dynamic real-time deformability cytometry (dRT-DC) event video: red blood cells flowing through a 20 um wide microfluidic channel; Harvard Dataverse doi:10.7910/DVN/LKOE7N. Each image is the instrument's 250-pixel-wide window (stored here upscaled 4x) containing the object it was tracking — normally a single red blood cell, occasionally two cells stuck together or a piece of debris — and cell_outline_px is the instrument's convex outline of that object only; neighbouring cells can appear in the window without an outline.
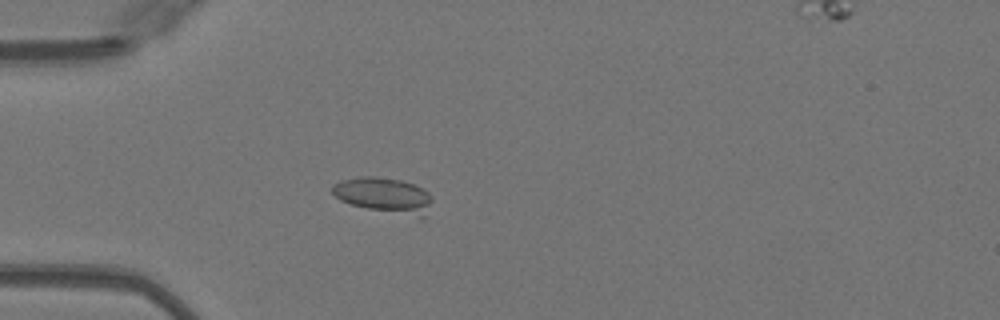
{"species": "Egyptian fruit bat (a non-hibernating species)", "species_latin": "Rousettus aegyptiacus", "temperature_condition": "warm", "stored_images_in_passage": 45, "camera_frame_rate_fps": 3000, "um_per_image_px": 0.085, "animal": {"sex": "female"}, "frame": {"image": 1, "passage_image": 14, "time_ms": 4.333, "image_size_px": [1000, 320], "cell_outline_px": [[432, 200], [424, 216], [420, 220], [368, 208], [352, 204], [340, 200], [332, 192], [332, 184], [340, 180], [360, 176], [376, 176], [400, 180], [412, 184], [428, 192], [432, 196]], "centroid_in_image_um": [32.66, 16.62], "position_along_channel_um": 52.3, "area_um2": 20.81}}
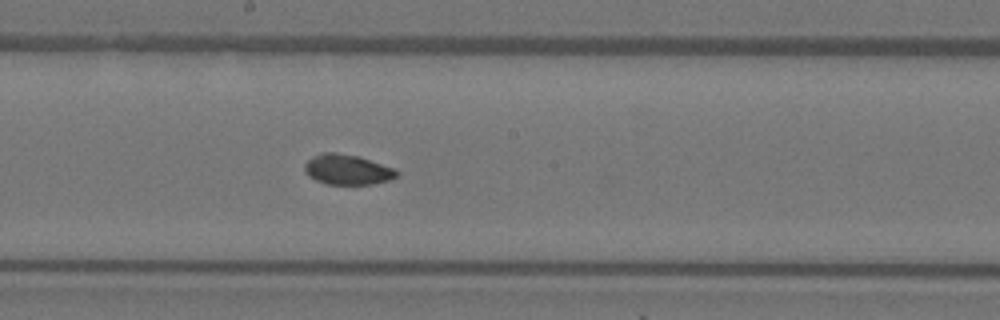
{"frame": {"image": 2, "passage_image": 27, "time_ms": 8.667, "image_size_px": [1000, 320], "cell_outline_px": [[400, 172], [396, 176], [388, 180], [372, 184], [324, 184], [308, 176], [304, 172], [304, 164], [312, 156], [324, 152], [336, 152], [356, 156], [396, 168]], "centroid_in_image_um": [29.5, 14.41], "position_along_channel_um": 218.7, "area_um2": 16.24}}
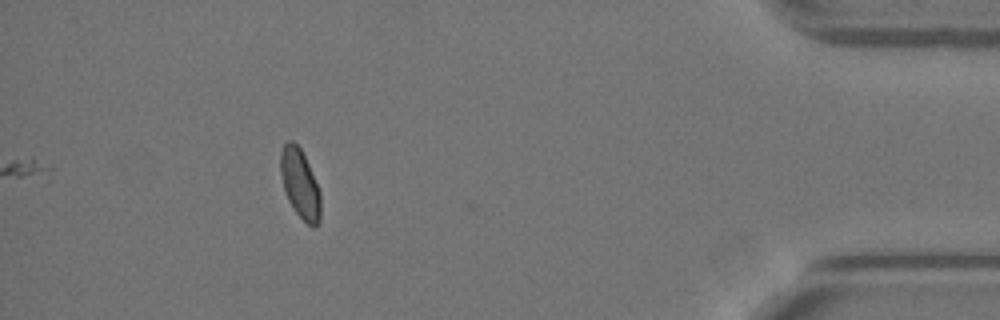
{"frame": {"image": 3, "passage_image": 45, "time_ms": 14.667, "image_size_px": [1000, 320], "cell_outline_px": [[320, 220], [316, 228], [312, 228], [296, 212], [288, 200], [284, 192], [280, 172], [280, 152], [284, 144], [288, 140], [292, 140], [300, 148], [308, 164], [320, 192]], "centroid_in_image_um": [25.49, 15.63], "position_along_channel_um": 409.7, "area_um2": 16.13}, "authors_computed_cell_mechanics": {"area_um2": 16.7042, "velocity_mm_per_s": 4.0717, "shape_relaxation_time_tau1_ms": null, "shape_relaxation_time_tau2_ms": 1.8725, "deformation_change_tau1": null, "deformation_change_tau2": 0.0496}}